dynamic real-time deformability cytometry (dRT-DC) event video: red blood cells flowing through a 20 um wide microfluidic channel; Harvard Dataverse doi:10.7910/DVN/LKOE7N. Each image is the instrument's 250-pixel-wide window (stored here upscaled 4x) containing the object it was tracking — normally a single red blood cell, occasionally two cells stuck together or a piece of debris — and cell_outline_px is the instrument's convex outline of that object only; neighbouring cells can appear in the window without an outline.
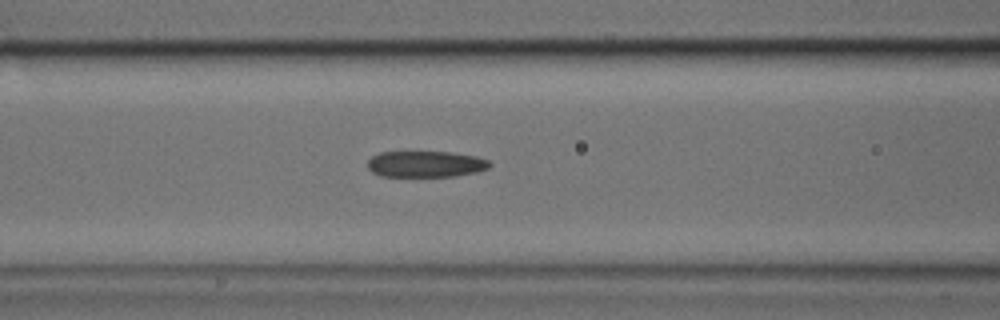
{"species": "common noctule bat (a hibernating species)", "species_latin": "Nyctalus noctula", "temperature_condition": "cold", "stored_images_in_passage": 25, "camera_frame_rate_fps": 3000, "um_per_image_px": 0.085, "animal": {"sex": "male", "body_mass_g": 17.9, "forearm_length_mm": 54.2}, "frame": {"image": 1, "passage_image": 5, "time_ms": 1.333, "image_size_px": [1000, 320], "cell_outline_px": [[492, 164], [488, 168], [476, 172], [456, 176], [380, 176], [372, 172], [368, 168], [368, 160], [372, 156], [380, 152], [452, 152], [476, 156], [488, 160]], "centroid_in_image_um": [36.18, 13.94], "position_along_channel_um": 130.4, "area_um2": 18.67}}
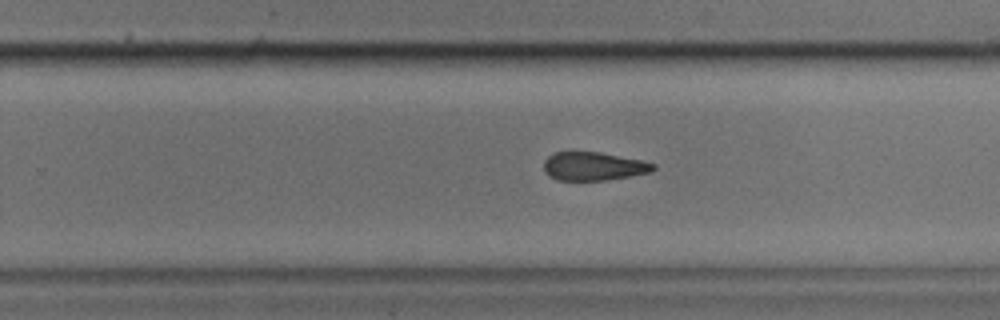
{"frame": {"image": 2, "passage_image": 16, "time_ms": 5.0, "image_size_px": [1000, 320], "cell_outline_px": [[656, 168], [652, 172], [632, 176], [604, 180], [556, 180], [548, 176], [544, 172], [544, 160], [548, 156], [556, 152], [600, 152], [640, 160], [656, 164]], "centroid_in_image_um": [50.44, 14.14], "position_along_channel_um": 279.4, "area_um2": 18.21}}
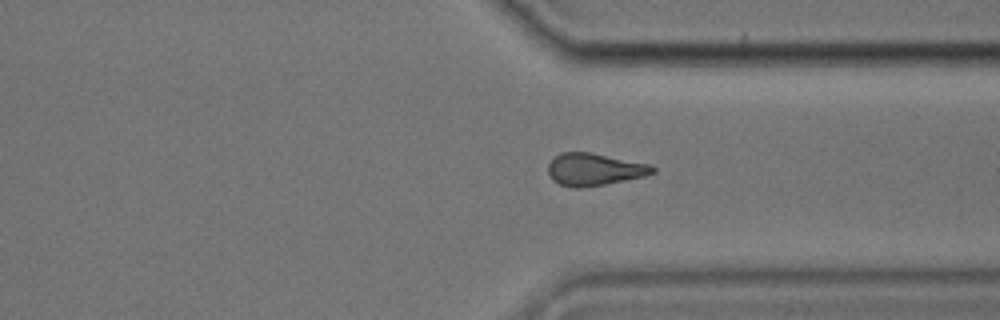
{"frame": {"image": 3, "passage_image": 22, "time_ms": 7.0, "image_size_px": [1000, 320], "cell_outline_px": [[656, 172], [644, 176], [604, 184], [580, 188], [572, 188], [560, 184], [552, 180], [548, 172], [548, 164], [560, 152], [588, 152], [652, 164], [656, 168]], "centroid_in_image_um": [50.53, 14.4], "position_along_channel_um": 360.9, "area_um2": 19.65}}